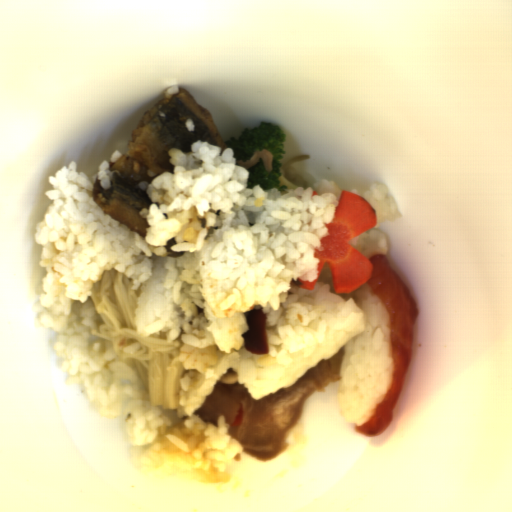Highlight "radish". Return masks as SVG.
I'll return each mask as SVG.
<instances>
[{
    "mask_svg": "<svg viewBox=\"0 0 512 512\" xmlns=\"http://www.w3.org/2000/svg\"><path fill=\"white\" fill-rule=\"evenodd\" d=\"M378 215L363 196L351 191H342L334 219L327 223L328 236L321 239V249L315 248L319 259L317 279L313 282L292 280V285L306 291L314 290L327 263L331 269L335 292L356 291L371 277L373 265L361 251L349 244L359 234L375 227Z\"/></svg>",
    "mask_w": 512,
    "mask_h": 512,
    "instance_id": "1",
    "label": "radish"
},
{
    "mask_svg": "<svg viewBox=\"0 0 512 512\" xmlns=\"http://www.w3.org/2000/svg\"><path fill=\"white\" fill-rule=\"evenodd\" d=\"M317 195H319L318 191H313L312 197H316Z\"/></svg>",
    "mask_w": 512,
    "mask_h": 512,
    "instance_id": "2",
    "label": "radish"
}]
</instances>
